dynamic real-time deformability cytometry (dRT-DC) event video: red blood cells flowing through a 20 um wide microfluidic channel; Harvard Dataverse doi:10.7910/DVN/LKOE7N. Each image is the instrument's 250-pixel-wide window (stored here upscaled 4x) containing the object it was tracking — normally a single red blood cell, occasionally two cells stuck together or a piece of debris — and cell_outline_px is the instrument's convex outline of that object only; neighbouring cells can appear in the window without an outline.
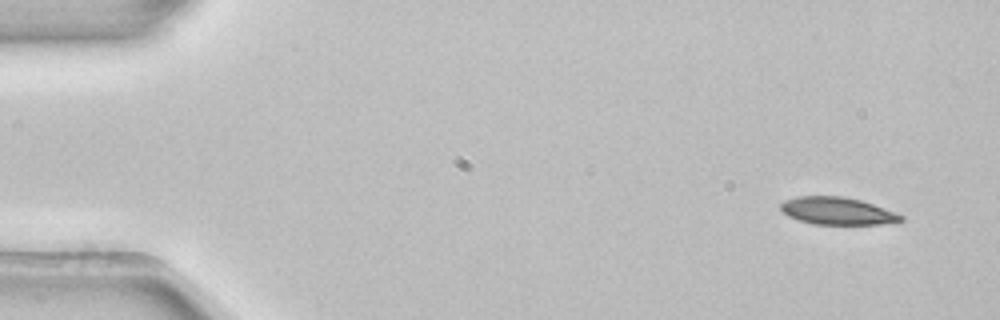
{"species": "common noctule bat (a hibernating species)", "species_latin": "Nyctalus noctula", "temperature_condition": "room temperature", "stored_images_in_passage": 4, "camera_frame_rate_fps": 3000, "um_per_image_px": 0.085, "animal": {"sex": "female", "body_mass_g": 22.7, "forearm_length_mm": 54.2}, "frame": {"image": 1, "passage_image": 1, "time_ms": 0.0, "image_size_px": [1000, 320], "cell_outline_px": [[904, 220], [884, 224], [812, 224], [788, 216], [780, 208], [780, 204], [784, 200], [796, 196], [844, 196], [860, 200], [872, 204], [904, 216]], "centroid_in_image_um": [71.14, 17.93], "position_along_channel_um": 13.9, "area_um2": 19.07}}